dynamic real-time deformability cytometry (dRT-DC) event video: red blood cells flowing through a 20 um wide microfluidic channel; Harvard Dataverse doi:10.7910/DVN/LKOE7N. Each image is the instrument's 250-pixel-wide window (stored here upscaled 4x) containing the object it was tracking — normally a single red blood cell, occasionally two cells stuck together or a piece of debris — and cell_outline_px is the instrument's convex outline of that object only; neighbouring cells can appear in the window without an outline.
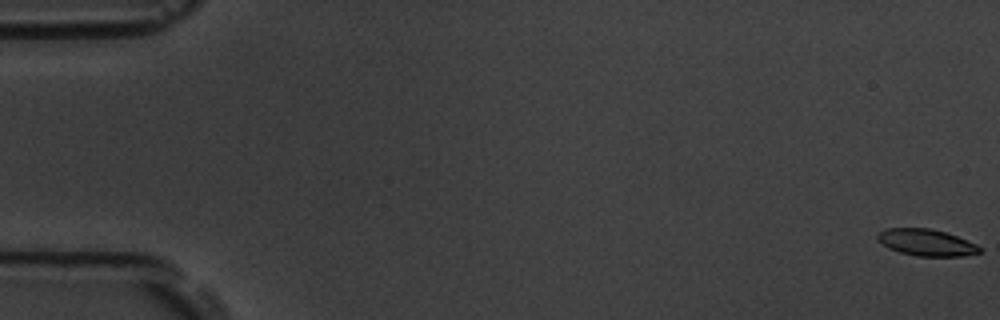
{"species": "common noctule bat (a hibernating species)", "species_latin": "Nyctalus noctula", "temperature_condition": "room temperature", "stored_images_in_passage": 28, "camera_frame_rate_fps": 3000, "um_per_image_px": 0.085, "animal": {"sex": "male", "body_mass_g": 19.5, "forearm_length_mm": 54.6}, "frame": {"image": 1, "passage_image": 1, "time_ms": 0.0, "image_size_px": [1000, 320], "cell_outline_px": [[980, 252], [964, 256], [916, 256], [900, 252], [888, 248], [876, 236], [880, 232], [888, 228], [928, 228], [944, 232], [956, 236], [976, 244], [980, 248]], "centroid_in_image_um": [78.74, 20.62], "position_along_channel_um": 6.3, "area_um2": 15.55}}
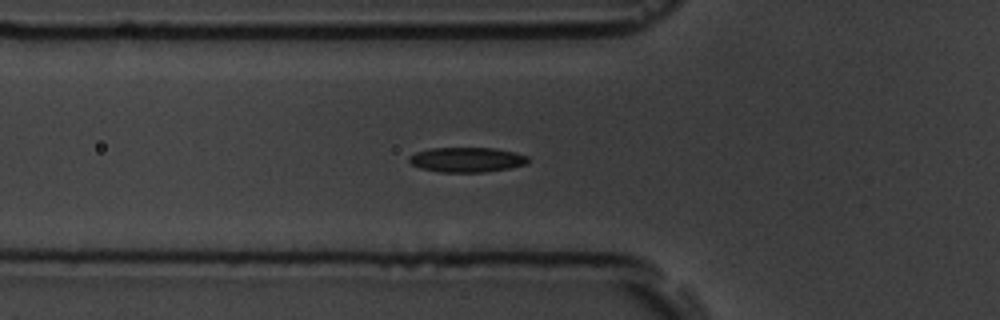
{"frame": {"image": 2, "passage_image": 20, "time_ms": 6.333, "image_size_px": [1000, 320], "cell_outline_px": [[528, 164], [508, 168], [484, 172], [440, 172], [420, 168], [412, 164], [408, 160], [408, 156], [416, 152], [428, 148], [496, 148], [516, 152], [528, 156]], "centroid_in_image_um": [39.68, 13.57], "position_along_channel_um": 86.1, "area_um2": 17.34}}
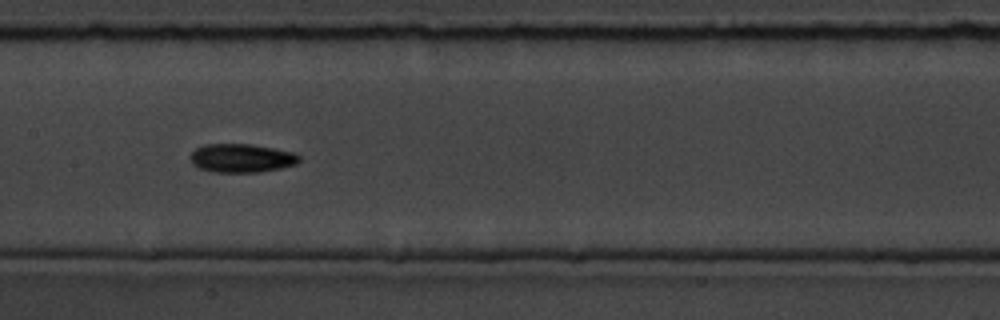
{"frame": {"image": 3, "passage_image": 28, "time_ms": 9.0, "image_size_px": [1000, 320], "cell_outline_px": [[300, 160], [296, 164], [280, 168], [260, 172], [212, 172], [200, 168], [192, 164], [188, 156], [196, 148], [204, 144], [252, 144], [296, 152], [300, 156]], "centroid_in_image_um": [20.53, 13.43], "position_along_channel_um": 186.9, "area_um2": 18.38}}